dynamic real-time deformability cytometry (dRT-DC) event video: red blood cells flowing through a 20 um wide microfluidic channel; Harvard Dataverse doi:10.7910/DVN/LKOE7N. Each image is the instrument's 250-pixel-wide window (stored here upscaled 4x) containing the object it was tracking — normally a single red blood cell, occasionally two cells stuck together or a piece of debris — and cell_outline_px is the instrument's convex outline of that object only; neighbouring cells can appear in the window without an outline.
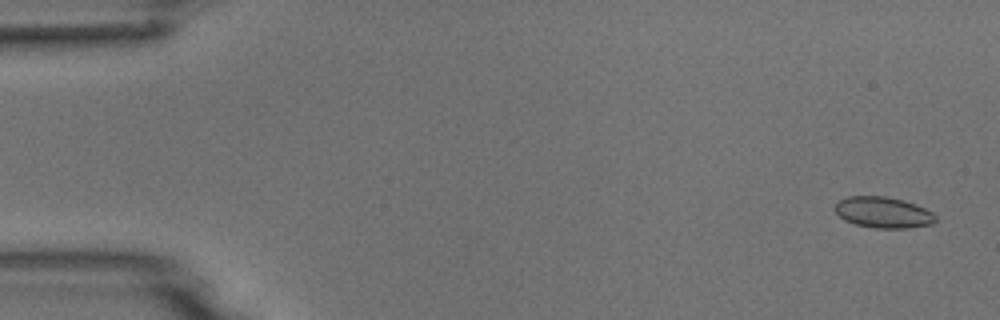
{"species": "common noctule bat (a hibernating species)", "species_latin": "Nyctalus noctula", "temperature_condition": "room temperature", "stored_images_in_passage": 6, "camera_frame_rate_fps": 3000, "um_per_image_px": 0.085, "animal": {"sex": "male", "body_mass_g": 18.8}, "frame": {"image": 1, "passage_image": 1, "time_ms": 0.0, "image_size_px": [1000, 320], "cell_outline_px": [[936, 220], [932, 224], [908, 228], [876, 228], [856, 224], [844, 220], [832, 208], [840, 200], [848, 196], [884, 196], [904, 200], [916, 204], [932, 212], [936, 216]], "centroid_in_image_um": [75.07, 18.05], "position_along_channel_um": 9.9, "area_um2": 18.21}}
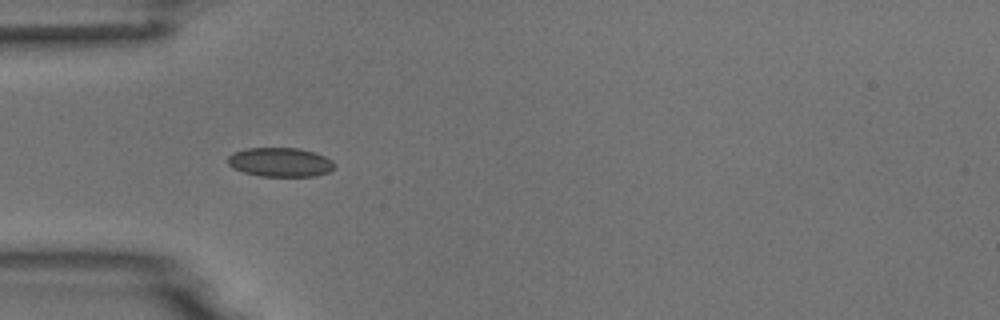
{"frame": {"image": 2, "passage_image": 5, "time_ms": 4.667, "image_size_px": [1000, 320], "cell_outline_px": [[336, 168], [328, 172], [316, 176], [260, 176], [244, 172], [232, 168], [228, 164], [228, 156], [244, 148], [300, 148], [324, 156], [332, 160], [336, 164]], "centroid_in_image_um": [23.84, 13.79], "position_along_channel_um": 61.2, "area_um2": 18.15}}